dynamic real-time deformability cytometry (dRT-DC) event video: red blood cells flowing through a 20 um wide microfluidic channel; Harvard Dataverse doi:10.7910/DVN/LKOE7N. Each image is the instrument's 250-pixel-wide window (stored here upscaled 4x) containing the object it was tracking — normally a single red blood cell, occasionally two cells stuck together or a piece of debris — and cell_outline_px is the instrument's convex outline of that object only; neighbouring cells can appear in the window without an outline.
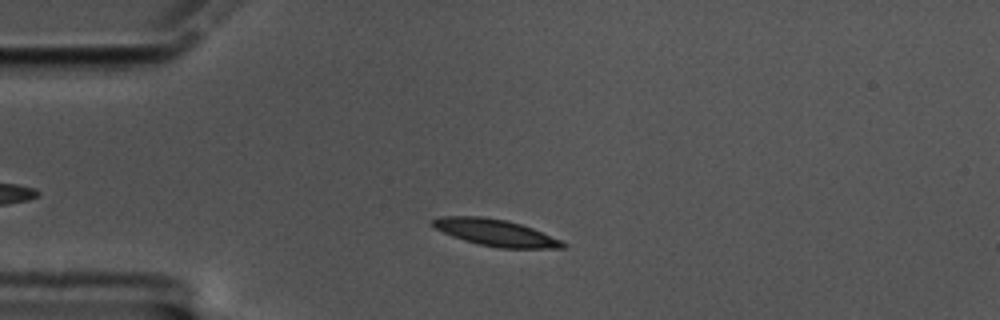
{"species": "common noctule bat (a hibernating species)", "species_latin": "Nyctalus noctula", "temperature_condition": "cold", "stored_images_in_passage": 42, "camera_frame_rate_fps": 3000, "um_per_image_px": 0.085, "animal": {"sex": "male", "body_mass_g": 17.5, "forearm_length_mm": 52.3}, "frame": {"image": 1, "passage_image": 8, "time_ms": 2.333, "image_size_px": [1000, 320], "cell_outline_px": [[568, 244], [564, 248], [500, 248], [480, 244], [464, 240], [452, 236], [428, 224], [432, 220], [440, 216], [480, 216], [504, 220], [520, 224], [532, 228], [560, 240]], "centroid_in_image_um": [42.09, 19.77], "position_along_channel_um": 42.9, "area_um2": 20.0}}
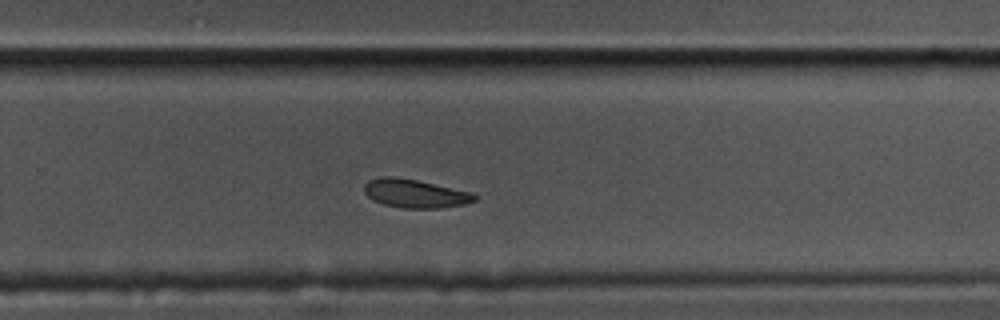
{"frame": {"image": 2, "passage_image": 33, "time_ms": 10.667, "image_size_px": [1000, 320], "cell_outline_px": [[476, 200], [464, 204], [440, 208], [400, 208], [384, 204], [372, 200], [364, 192], [364, 184], [368, 180], [380, 176], [392, 176], [416, 180], [472, 192], [476, 196]], "centroid_in_image_um": [35.24, 16.44], "position_along_channel_um": 294.6, "area_um2": 18.32}}
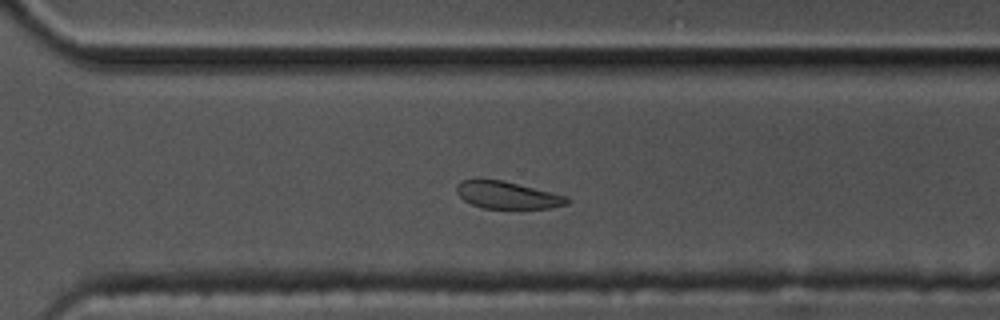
{"frame": {"image": 3, "passage_image": 36, "time_ms": 11.667, "image_size_px": [1000, 320], "cell_outline_px": [[568, 204], [552, 208], [484, 208], [472, 204], [464, 200], [456, 192], [456, 184], [460, 180], [500, 180], [568, 196]], "centroid_in_image_um": [43.12, 16.59], "position_along_channel_um": 327.5, "area_um2": 17.22}, "authors_computed_cell_mechanics": {"area_um2": 19.6809, "velocity_mm_per_s": 3.2937, "shape_relaxation_time_tau1_ms": 5.2229, "shape_relaxation_time_tau2_ms": null, "deformation_change_tau1": 0.1664, "deformation_change_tau2": null}}